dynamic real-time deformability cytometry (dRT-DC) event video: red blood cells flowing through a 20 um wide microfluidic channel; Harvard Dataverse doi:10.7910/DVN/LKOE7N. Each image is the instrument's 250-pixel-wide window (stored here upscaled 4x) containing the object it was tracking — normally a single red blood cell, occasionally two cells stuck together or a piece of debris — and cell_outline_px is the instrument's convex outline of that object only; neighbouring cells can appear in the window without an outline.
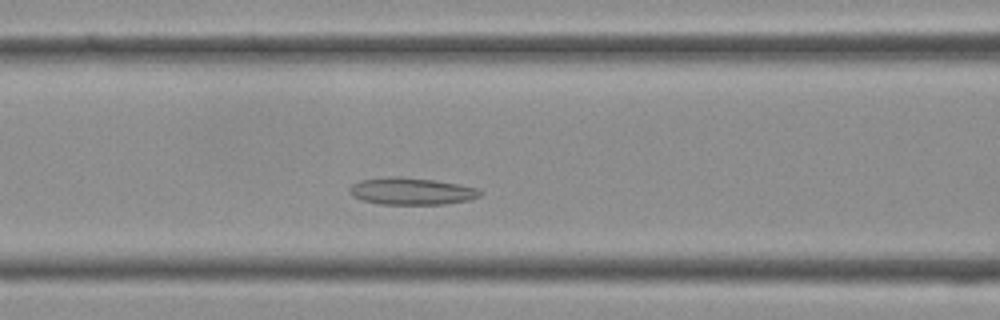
{"species": "Egyptian fruit bat (a non-hibernating species)", "species_latin": "Rousettus aegyptiacus", "temperature_condition": "cold", "stored_images_in_passage": 34, "camera_frame_rate_fps": 3000, "um_per_image_px": 0.085, "frame": {"image": 1, "passage_image": 10, "time_ms": 3.0, "image_size_px": [1000, 320], "cell_outline_px": [[484, 192], [480, 196], [468, 200], [444, 204], [380, 204], [364, 200], [352, 196], [348, 192], [348, 188], [352, 184], [360, 180], [392, 176], [400, 176], [432, 180], [456, 184], [476, 188]], "centroid_in_image_um": [34.94, 16.25], "position_along_channel_um": 131.7, "area_um2": 20.46}}
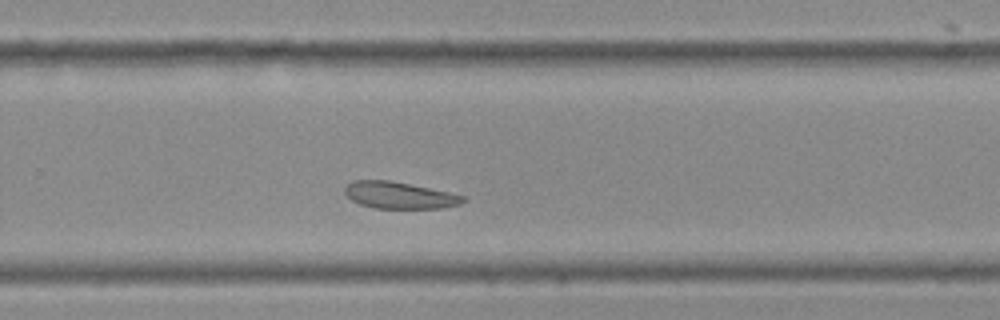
{"frame": {"image": 2, "passage_image": 20, "time_ms": 6.333, "image_size_px": [1000, 320], "cell_outline_px": [[468, 200], [460, 204], [444, 208], [376, 208], [360, 204], [352, 200], [344, 192], [344, 188], [352, 180], [388, 180], [448, 192], [464, 196]], "centroid_in_image_um": [33.95, 16.6], "position_along_channel_um": 295.9, "area_um2": 18.26}}
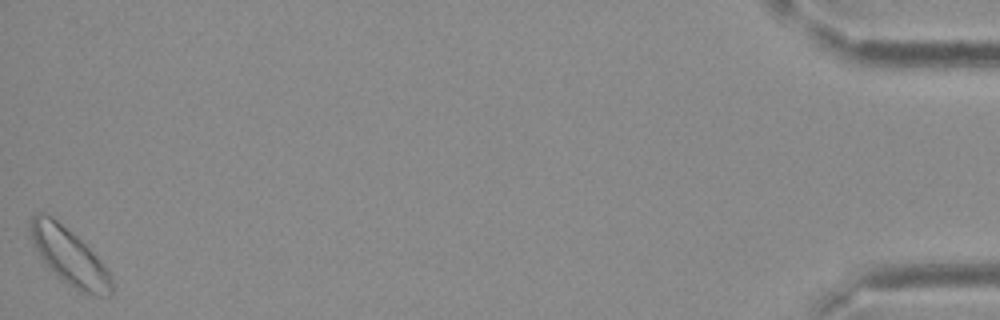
{"frame": {"image": 3, "passage_image": 34, "time_ms": 11.0, "image_size_px": [1000, 320], "cell_outline_px": [[112, 292], [108, 296], [96, 296], [84, 292], [68, 284], [40, 256], [28, 236], [28, 224], [32, 216], [40, 212], [44, 212], [52, 216], [76, 236], [96, 256], [112, 276]], "centroid_in_image_um": [5.85, 21.75], "position_along_channel_um": 429.3, "area_um2": 26.18}}